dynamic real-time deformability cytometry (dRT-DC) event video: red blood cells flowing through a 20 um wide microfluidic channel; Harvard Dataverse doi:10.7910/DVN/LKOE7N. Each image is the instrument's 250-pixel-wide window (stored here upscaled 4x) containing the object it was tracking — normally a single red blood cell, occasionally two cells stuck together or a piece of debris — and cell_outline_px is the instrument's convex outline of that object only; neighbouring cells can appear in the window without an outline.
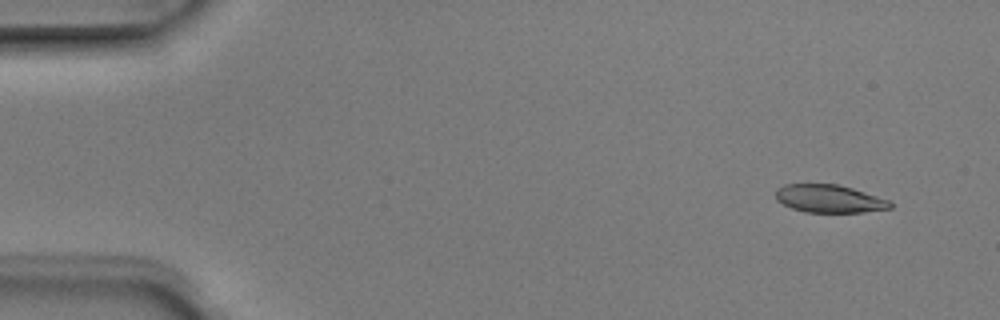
{"species": "Egyptian fruit bat (a non-hibernating species)", "species_latin": "Rousettus aegyptiacus", "temperature_condition": "room temperature", "stored_images_in_passage": 4, "camera_frame_rate_fps": 3000, "um_per_image_px": 0.085, "animal": {"sex": "male"}, "frame": {"image": 1, "passage_image": 1, "time_ms": 0.0, "image_size_px": [1000, 320], "cell_outline_px": [[892, 208], [864, 212], [804, 212], [792, 208], [776, 200], [776, 188], [784, 184], [836, 184], [852, 188], [888, 200], [892, 204]], "centroid_in_image_um": [70.46, 16.89], "position_along_channel_um": 14.5, "area_um2": 18.5}}
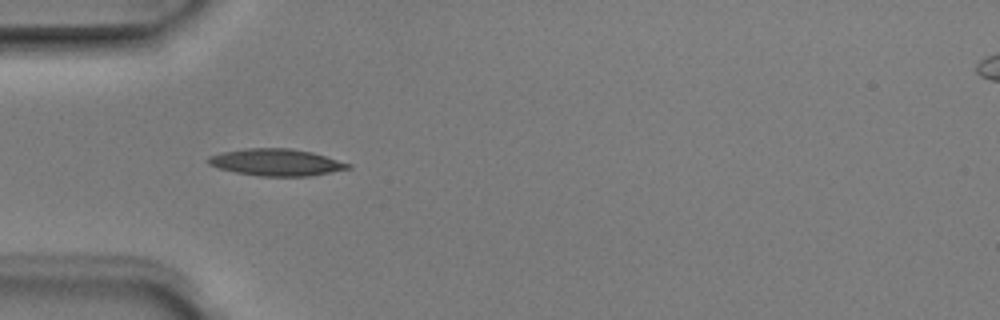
{"frame": {"image": 2, "passage_image": 4, "time_ms": 1.0, "image_size_px": [1000, 320], "cell_outline_px": [[352, 168], [312, 176], [260, 176], [236, 172], [220, 168], [208, 164], [204, 160], [208, 156], [220, 152], [248, 148], [292, 148], [312, 152], [352, 164]], "centroid_in_image_um": [23.48, 13.79], "position_along_channel_um": 61.5, "area_um2": 22.08}}